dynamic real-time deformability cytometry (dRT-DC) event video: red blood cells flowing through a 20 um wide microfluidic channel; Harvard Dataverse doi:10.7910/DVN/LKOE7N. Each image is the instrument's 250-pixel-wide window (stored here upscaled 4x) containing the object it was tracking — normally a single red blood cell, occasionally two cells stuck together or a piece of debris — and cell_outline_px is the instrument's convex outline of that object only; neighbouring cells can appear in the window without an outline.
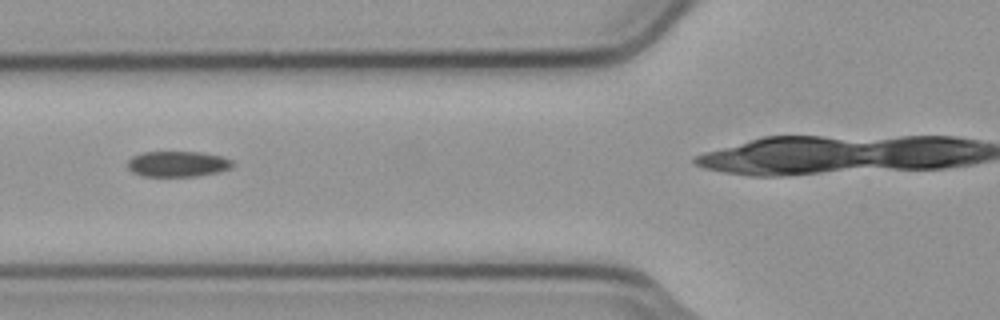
{"species": "common noctule bat (a hibernating species)", "species_latin": "Nyctalus noctula", "temperature_condition": "cold", "stored_images_in_passage": 5, "camera_frame_rate_fps": 3000, "um_per_image_px": 0.085, "animal": {"sex": "male", "body_mass_g": 23.1, "forearm_length_mm": 52.7}, "frame": {"image": 1, "passage_image": 4, "time_ms": 1.0, "image_size_px": [1000, 320], "cell_outline_px": [[232, 164], [228, 168], [216, 172], [196, 176], [144, 176], [132, 172], [128, 168], [128, 160], [132, 156], [144, 152], [200, 152], [220, 156], [232, 160]], "centroid_in_image_um": [15.04, 13.93], "position_along_channel_um": 110.8, "area_um2": 15.43}}